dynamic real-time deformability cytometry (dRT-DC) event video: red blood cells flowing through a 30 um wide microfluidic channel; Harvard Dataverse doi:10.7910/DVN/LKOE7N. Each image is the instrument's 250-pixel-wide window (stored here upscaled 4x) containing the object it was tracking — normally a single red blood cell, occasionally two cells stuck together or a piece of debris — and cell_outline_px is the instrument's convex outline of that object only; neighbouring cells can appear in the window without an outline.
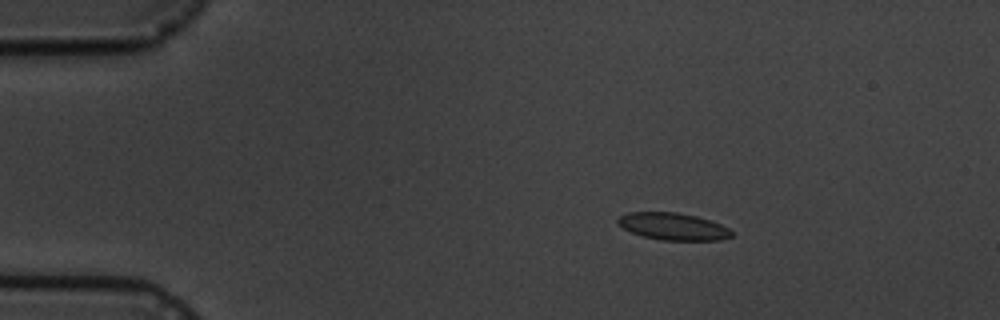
{"species": "common noctule bat (a hibernating species)", "species_latin": "Nyctalus noctula", "temperature_condition": "cold", "stored_images_in_passage": 15, "camera_frame_rate_fps": 3000, "um_per_image_px": 0.085, "animal": {"sex": "male", "body_mass_g": 19.5, "forearm_length_mm": 54.6}, "frame": {"image": 1, "passage_image": 3, "time_ms": 2.333, "image_size_px": [1000, 320], "cell_outline_px": [[732, 236], [720, 240], [660, 240], [644, 236], [632, 232], [624, 228], [616, 220], [620, 216], [628, 212], [676, 212], [696, 216], [712, 220], [728, 228], [732, 232]], "centroid_in_image_um": [57.23, 19.24], "position_along_channel_um": 27.8, "area_um2": 17.86}}
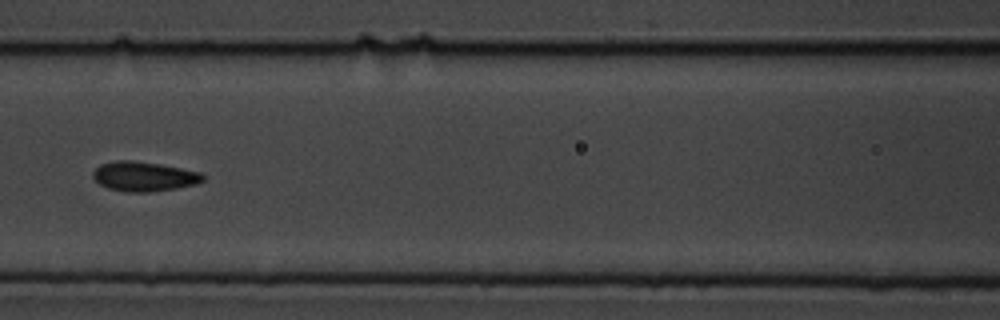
{"frame": {"image": 2, "passage_image": 7, "time_ms": 7.667, "image_size_px": [1000, 320], "cell_outline_px": [[204, 180], [196, 184], [176, 188], [148, 192], [128, 192], [108, 188], [100, 184], [92, 176], [92, 172], [100, 164], [116, 160], [132, 160], [160, 164], [200, 172], [204, 176]], "centroid_in_image_um": [12.22, 14.99], "position_along_channel_um": 154.4, "area_um2": 18.9}}
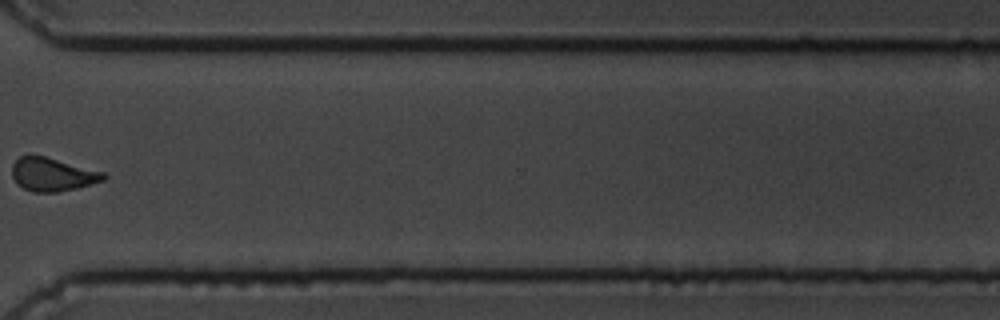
{"frame": {"image": 3, "passage_image": 12, "time_ms": 13.667, "image_size_px": [1000, 320], "cell_outline_px": [[108, 176], [104, 180], [76, 188], [56, 192], [32, 192], [16, 184], [12, 176], [12, 164], [20, 156], [44, 156], [104, 172]], "centroid_in_image_um": [4.44, 14.84], "position_along_channel_um": 366.2, "area_um2": 17.63}, "authors_computed_cell_mechanics": {"area_um2": 17.629, "velocity_mm_per_s": 3.5204, "shape_relaxation_time_tau1_ms": 1.6743, "shape_relaxation_time_tau2_ms": null, "deformation_change_tau1": 0.0618, "deformation_change_tau2": null}}